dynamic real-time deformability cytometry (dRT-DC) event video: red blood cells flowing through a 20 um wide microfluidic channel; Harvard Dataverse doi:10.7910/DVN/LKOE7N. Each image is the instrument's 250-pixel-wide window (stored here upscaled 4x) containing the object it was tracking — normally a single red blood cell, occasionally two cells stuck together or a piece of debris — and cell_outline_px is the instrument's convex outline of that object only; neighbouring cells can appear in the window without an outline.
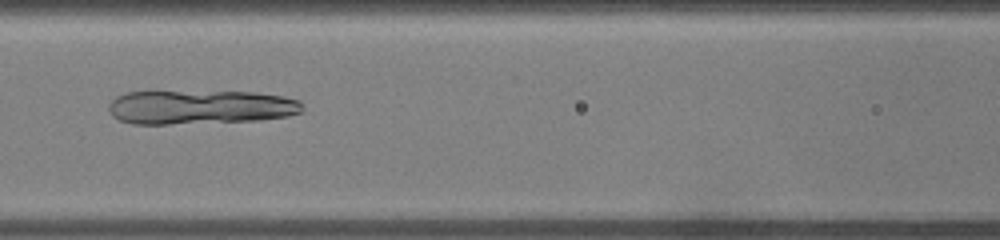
{"species": "common noctule bat (a hibernating species)", "species_latin": "Nyctalus noctula", "temperature_condition": "warm", "stored_images_in_passage": 35, "camera_frame_rate_fps": 3000, "um_per_image_px": 0.085, "animal": {"sex": "male", "body_mass_g": 19.0, "forearm_length_mm": 50.8}, "frame": {"image": 1, "passage_image": 16, "time_ms": 5.0, "image_size_px": [1000, 240], "cell_outline_px": [[300, 112], [288, 116], [260, 120], [168, 124], [132, 124], [120, 120], [112, 116], [108, 108], [108, 104], [116, 96], [128, 92], [252, 92], [284, 96], [300, 100]], "centroid_in_image_um": [16.99, 9.11], "position_along_channel_um": 149.6, "area_um2": 38.32}}
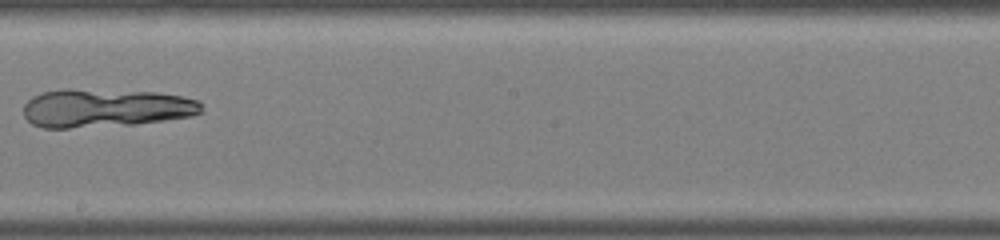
{"frame": {"image": 2, "passage_image": 21, "time_ms": 6.667, "image_size_px": [1000, 240], "cell_outline_px": [[204, 104], [200, 112], [192, 116], [136, 124], [68, 128], [44, 128], [32, 124], [24, 116], [24, 104], [32, 96], [44, 92], [64, 88], [68, 88], [156, 92], [180, 96], [196, 100]], "centroid_in_image_um": [8.94, 9.17], "position_along_channel_um": 239.3, "area_um2": 40.0}}
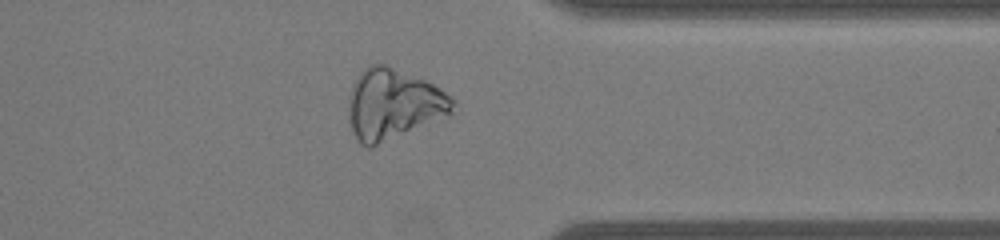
{"frame": {"image": 3, "passage_image": 29, "time_ms": 9.333, "image_size_px": [1000, 240], "cell_outline_px": [[456, 104], [452, 112], [448, 116], [372, 148], [368, 148], [360, 144], [352, 128], [348, 116], [348, 112], [352, 88], [360, 72], [364, 68], [372, 64], [384, 64], [424, 80], [440, 88]], "centroid_in_image_um": [33.43, 8.9], "position_along_channel_um": 378.0, "area_um2": 42.48}}